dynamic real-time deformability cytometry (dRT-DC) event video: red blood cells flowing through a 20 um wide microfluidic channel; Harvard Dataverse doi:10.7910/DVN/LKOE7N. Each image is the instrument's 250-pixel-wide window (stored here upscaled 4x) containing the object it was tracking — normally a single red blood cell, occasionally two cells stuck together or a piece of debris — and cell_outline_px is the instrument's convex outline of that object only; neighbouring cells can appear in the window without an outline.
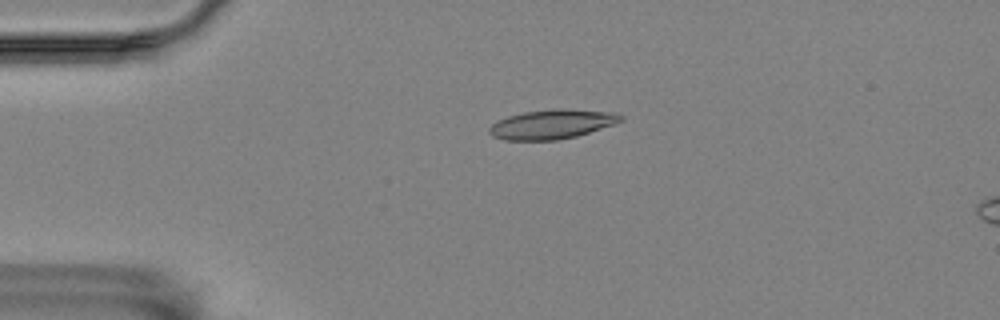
{"species": "Egyptian fruit bat (a non-hibernating species)", "species_latin": "Rousettus aegyptiacus", "temperature_condition": "room temperature", "stored_images_in_passage": 3, "camera_frame_rate_fps": 3000, "um_per_image_px": 0.085, "animal": {"sex": "female"}, "frame": {"image": 1, "passage_image": 1, "time_ms": 0.0, "image_size_px": [1000, 320], "cell_outline_px": [[624, 120], [616, 124], [576, 136], [556, 140], [504, 140], [492, 136], [488, 132], [488, 128], [496, 120], [508, 116], [524, 112], [556, 108], [564, 108], [616, 112], [624, 116]], "centroid_in_image_um": [46.94, 10.55], "position_along_channel_um": 38.1, "area_um2": 22.83}}